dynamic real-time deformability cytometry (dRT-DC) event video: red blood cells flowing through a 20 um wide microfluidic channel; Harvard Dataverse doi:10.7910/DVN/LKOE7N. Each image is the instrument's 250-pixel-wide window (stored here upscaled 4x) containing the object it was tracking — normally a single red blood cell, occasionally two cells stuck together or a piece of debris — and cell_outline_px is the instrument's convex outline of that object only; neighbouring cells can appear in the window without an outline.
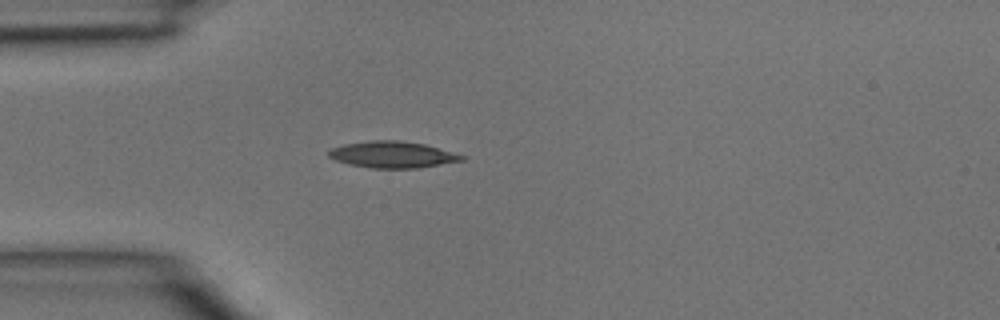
{"species": "common noctule bat (a hibernating species)", "species_latin": "Nyctalus noctula", "temperature_condition": "room temperature", "stored_images_in_passage": 1, "camera_frame_rate_fps": 3000, "um_per_image_px": 0.085, "animal": {"sex": "male", "body_mass_g": 15.6}, "frame": {"image": 1, "passage_image": 1, "time_ms": 0.0, "image_size_px": [1000, 320], "cell_outline_px": [[464, 160], [420, 168], [372, 168], [348, 164], [336, 160], [328, 156], [328, 152], [332, 148], [344, 144], [372, 140], [400, 140], [424, 144], [464, 156]], "centroid_in_image_um": [33.33, 13.14], "position_along_channel_um": 51.7, "area_um2": 20.35}}